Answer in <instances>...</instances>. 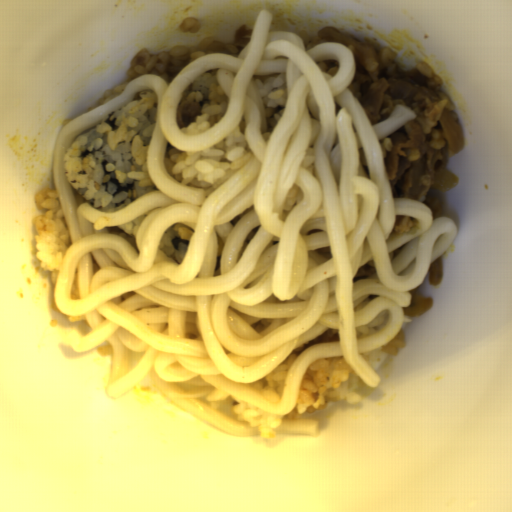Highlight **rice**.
<instances>
[{
    "instance_id": "obj_1",
    "label": "rice",
    "mask_w": 512,
    "mask_h": 512,
    "mask_svg": "<svg viewBox=\"0 0 512 512\" xmlns=\"http://www.w3.org/2000/svg\"><path fill=\"white\" fill-rule=\"evenodd\" d=\"M155 91L137 92L122 108L76 137L63 156L76 204L101 212L122 211L158 189L146 157L155 125Z\"/></svg>"
},
{
    "instance_id": "obj_2",
    "label": "rice",
    "mask_w": 512,
    "mask_h": 512,
    "mask_svg": "<svg viewBox=\"0 0 512 512\" xmlns=\"http://www.w3.org/2000/svg\"><path fill=\"white\" fill-rule=\"evenodd\" d=\"M357 374L342 357L317 358L304 373L295 407L285 416H279L232 398L229 407L233 419L256 429L255 436L272 439L280 423L287 419H301L305 413L328 408L331 403H359Z\"/></svg>"
},
{
    "instance_id": "obj_3",
    "label": "rice",
    "mask_w": 512,
    "mask_h": 512,
    "mask_svg": "<svg viewBox=\"0 0 512 512\" xmlns=\"http://www.w3.org/2000/svg\"><path fill=\"white\" fill-rule=\"evenodd\" d=\"M245 122L243 118L233 131L198 153L181 151L169 142L165 145L164 168L170 176L182 184L198 188L208 198L254 157L245 136Z\"/></svg>"
},
{
    "instance_id": "obj_4",
    "label": "rice",
    "mask_w": 512,
    "mask_h": 512,
    "mask_svg": "<svg viewBox=\"0 0 512 512\" xmlns=\"http://www.w3.org/2000/svg\"><path fill=\"white\" fill-rule=\"evenodd\" d=\"M252 32L253 30H250L244 24L237 28L233 42L220 40L202 50H188L180 46L173 47L163 53H152L143 49L133 56L125 82L106 90L92 109L114 99L127 89L132 80L142 75H155L162 78L169 85L187 65L201 55L221 53L233 58L238 57L239 53L248 44Z\"/></svg>"
},
{
    "instance_id": "obj_5",
    "label": "rice",
    "mask_w": 512,
    "mask_h": 512,
    "mask_svg": "<svg viewBox=\"0 0 512 512\" xmlns=\"http://www.w3.org/2000/svg\"><path fill=\"white\" fill-rule=\"evenodd\" d=\"M229 112V98L219 84L217 69L199 75L181 93L176 124L186 136L210 130Z\"/></svg>"
},
{
    "instance_id": "obj_6",
    "label": "rice",
    "mask_w": 512,
    "mask_h": 512,
    "mask_svg": "<svg viewBox=\"0 0 512 512\" xmlns=\"http://www.w3.org/2000/svg\"><path fill=\"white\" fill-rule=\"evenodd\" d=\"M39 213L33 219L35 256L43 271L50 272L54 288L59 269L73 245L57 187L37 192Z\"/></svg>"
},
{
    "instance_id": "obj_7",
    "label": "rice",
    "mask_w": 512,
    "mask_h": 512,
    "mask_svg": "<svg viewBox=\"0 0 512 512\" xmlns=\"http://www.w3.org/2000/svg\"><path fill=\"white\" fill-rule=\"evenodd\" d=\"M246 93L257 107L260 131L267 143L285 111L287 76L279 72L252 77Z\"/></svg>"
},
{
    "instance_id": "obj_8",
    "label": "rice",
    "mask_w": 512,
    "mask_h": 512,
    "mask_svg": "<svg viewBox=\"0 0 512 512\" xmlns=\"http://www.w3.org/2000/svg\"><path fill=\"white\" fill-rule=\"evenodd\" d=\"M338 329L328 328L327 331L299 346H297L280 364L273 368L261 379L248 385L257 394L272 403L281 402L286 378L298 357L308 348L319 344L337 342Z\"/></svg>"
},
{
    "instance_id": "obj_9",
    "label": "rice",
    "mask_w": 512,
    "mask_h": 512,
    "mask_svg": "<svg viewBox=\"0 0 512 512\" xmlns=\"http://www.w3.org/2000/svg\"><path fill=\"white\" fill-rule=\"evenodd\" d=\"M192 237L191 227L186 223L176 222L163 232L158 250L180 265L185 259Z\"/></svg>"
},
{
    "instance_id": "obj_10",
    "label": "rice",
    "mask_w": 512,
    "mask_h": 512,
    "mask_svg": "<svg viewBox=\"0 0 512 512\" xmlns=\"http://www.w3.org/2000/svg\"><path fill=\"white\" fill-rule=\"evenodd\" d=\"M154 212V208L138 215L126 222L116 226L103 227L107 233L117 235L129 242L134 250H138L137 238L139 229L144 222L145 218Z\"/></svg>"
},
{
    "instance_id": "obj_11",
    "label": "rice",
    "mask_w": 512,
    "mask_h": 512,
    "mask_svg": "<svg viewBox=\"0 0 512 512\" xmlns=\"http://www.w3.org/2000/svg\"><path fill=\"white\" fill-rule=\"evenodd\" d=\"M388 320V314H382L370 323L358 325L356 329L358 339L380 331L387 324Z\"/></svg>"
}]
</instances>
